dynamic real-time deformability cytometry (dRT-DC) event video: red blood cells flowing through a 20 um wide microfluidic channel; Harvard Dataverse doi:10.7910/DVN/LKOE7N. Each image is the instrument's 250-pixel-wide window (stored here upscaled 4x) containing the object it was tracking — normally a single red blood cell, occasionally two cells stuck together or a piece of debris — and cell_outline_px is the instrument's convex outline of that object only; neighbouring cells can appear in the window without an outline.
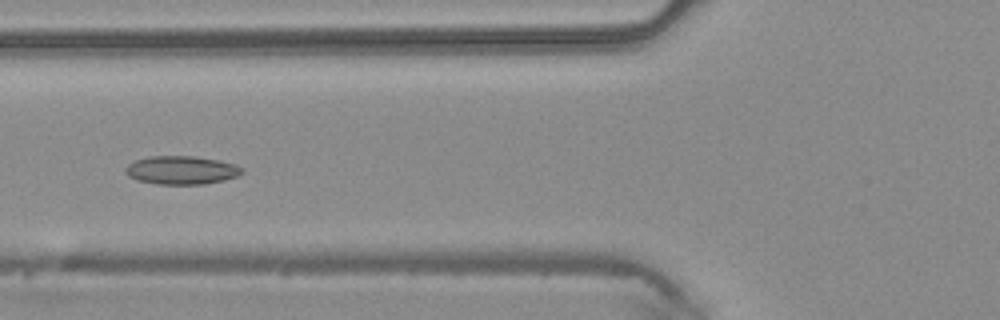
{"species": "common noctule bat (a hibernating species)", "species_latin": "Nyctalus noctula", "temperature_condition": "warm", "stored_images_in_passage": 48, "camera_frame_rate_fps": 3000, "um_per_image_px": 0.085, "animal": {"sex": "male", "body_mass_g": 20.4}, "frame": {"image": 1, "passage_image": 19, "time_ms": 6.0, "image_size_px": [1000, 320], "cell_outline_px": [[244, 172], [236, 176], [224, 180], [204, 184], [156, 184], [136, 180], [128, 176], [124, 172], [124, 168], [128, 164], [136, 160], [148, 156], [196, 156], [220, 160], [236, 164], [244, 168]], "centroid_in_image_um": [15.42, 14.46], "position_along_channel_um": 110.4, "area_um2": 19.54}}
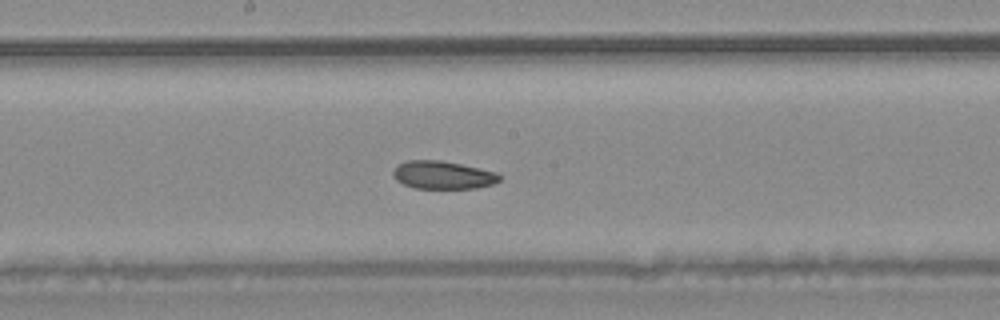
{"frame": {"image": 2, "passage_image": 26, "time_ms": 8.333, "image_size_px": [1000, 320], "cell_outline_px": [[500, 180], [492, 184], [476, 188], [416, 188], [404, 184], [396, 180], [392, 176], [392, 172], [396, 164], [408, 160], [440, 160], [480, 168], [496, 172], [500, 176]], "centroid_in_image_um": [37.6, 14.87], "position_along_channel_um": 210.6, "area_um2": 17.34}}
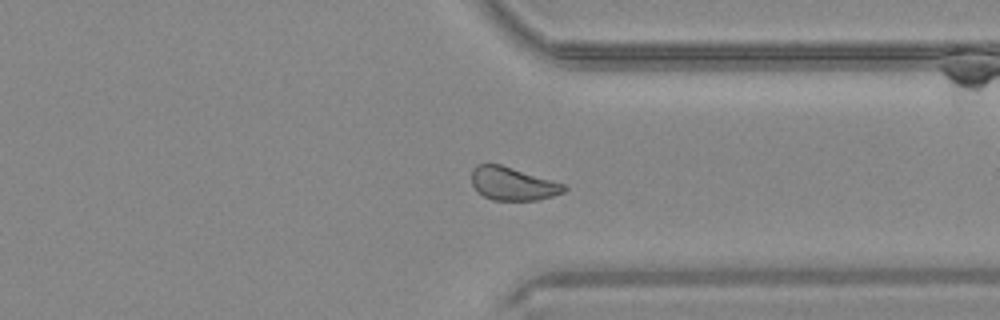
{"frame": {"image": 3, "passage_image": 37, "time_ms": 12.0, "image_size_px": [1000, 320], "cell_outline_px": [[568, 188], [564, 192], [552, 196], [536, 200], [492, 200], [484, 196], [472, 184], [472, 168], [476, 164], [500, 164], [552, 180], [564, 184]], "centroid_in_image_um": [43.58, 15.61], "position_along_channel_um": 367.8, "area_um2": 17.69}}